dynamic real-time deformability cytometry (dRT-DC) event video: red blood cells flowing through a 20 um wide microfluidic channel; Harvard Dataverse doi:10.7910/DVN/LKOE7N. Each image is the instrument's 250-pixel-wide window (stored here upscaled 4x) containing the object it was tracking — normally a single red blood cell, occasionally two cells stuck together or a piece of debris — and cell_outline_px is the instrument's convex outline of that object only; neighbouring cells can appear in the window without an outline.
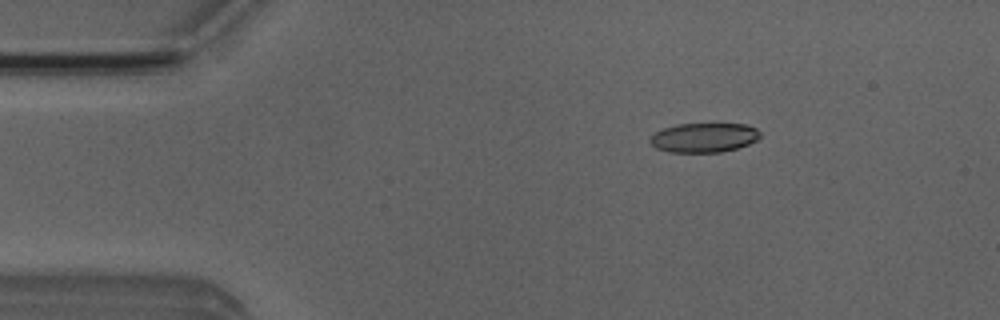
{"species": "Egyptian fruit bat (a non-hibernating species)", "species_latin": "Rousettus aegyptiacus", "temperature_condition": "room temperature", "stored_images_in_passage": 5, "camera_frame_rate_fps": 3000, "um_per_image_px": 0.085, "animal": {"sex": "male"}, "frame": {"image": 1, "passage_image": 3, "time_ms": 2.333, "image_size_px": [1000, 320], "cell_outline_px": [[760, 136], [756, 140], [748, 144], [736, 148], [720, 152], [668, 152], [656, 148], [648, 140], [656, 132], [664, 128], [676, 124], [744, 124], [756, 128], [760, 132]], "centroid_in_image_um": [59.82, 11.69], "position_along_channel_um": 25.2, "area_um2": 18.73}}